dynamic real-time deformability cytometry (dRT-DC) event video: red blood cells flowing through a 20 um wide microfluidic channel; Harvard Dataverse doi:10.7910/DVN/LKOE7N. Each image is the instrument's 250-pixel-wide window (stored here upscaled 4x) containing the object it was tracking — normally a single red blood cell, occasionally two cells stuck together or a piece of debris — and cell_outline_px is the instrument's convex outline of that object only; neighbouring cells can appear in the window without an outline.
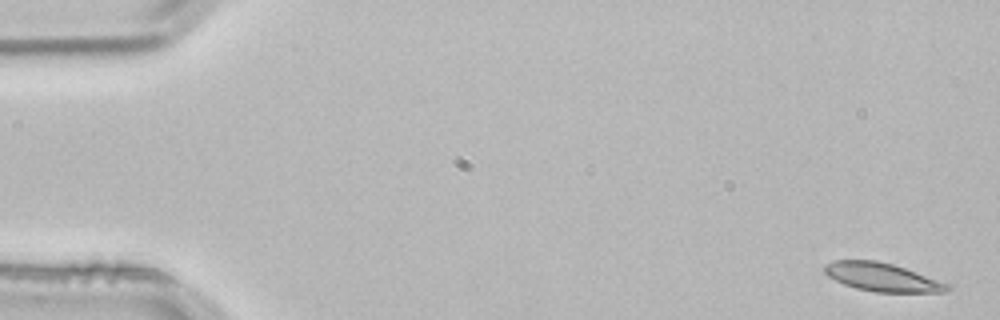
{"species": "common noctule bat (a hibernating species)", "species_latin": "Nyctalus noctula", "temperature_condition": "room temperature", "stored_images_in_passage": 3, "camera_frame_rate_fps": 3000, "um_per_image_px": 0.085, "animal": {"sex": "male", "body_mass_g": 21.5, "forearm_length_mm": 52.0}, "frame": {"image": 1, "passage_image": 1, "time_ms": 0.0, "image_size_px": [1000, 320], "cell_outline_px": [[952, 288], [944, 292], [876, 292], [856, 288], [844, 284], [828, 276], [824, 272], [824, 264], [836, 260], [876, 260], [892, 264], [952, 284]], "centroid_in_image_um": [75.01, 23.56], "position_along_channel_um": 10.0, "area_um2": 20.29}}
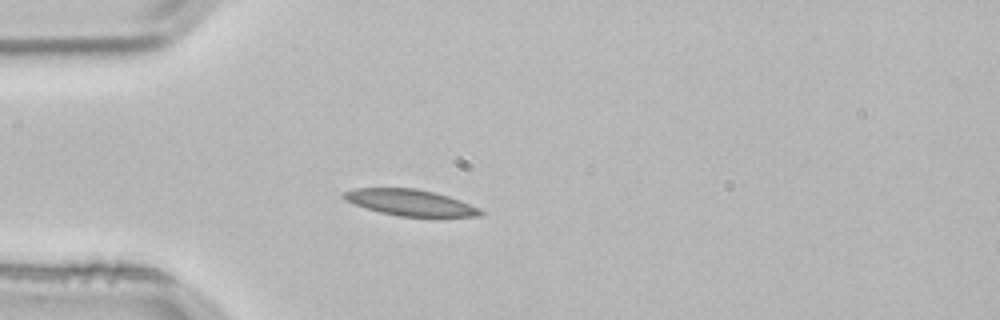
{"frame": {"image": 2, "passage_image": 3, "time_ms": 0.667, "image_size_px": [1000, 320], "cell_outline_px": [[484, 212], [480, 216], [400, 216], [380, 212], [364, 208], [352, 204], [344, 200], [340, 196], [344, 192], [356, 188], [416, 188], [448, 196], [460, 200], [480, 208]], "centroid_in_image_um": [34.81, 17.21], "position_along_channel_um": 50.2, "area_um2": 20.81}}